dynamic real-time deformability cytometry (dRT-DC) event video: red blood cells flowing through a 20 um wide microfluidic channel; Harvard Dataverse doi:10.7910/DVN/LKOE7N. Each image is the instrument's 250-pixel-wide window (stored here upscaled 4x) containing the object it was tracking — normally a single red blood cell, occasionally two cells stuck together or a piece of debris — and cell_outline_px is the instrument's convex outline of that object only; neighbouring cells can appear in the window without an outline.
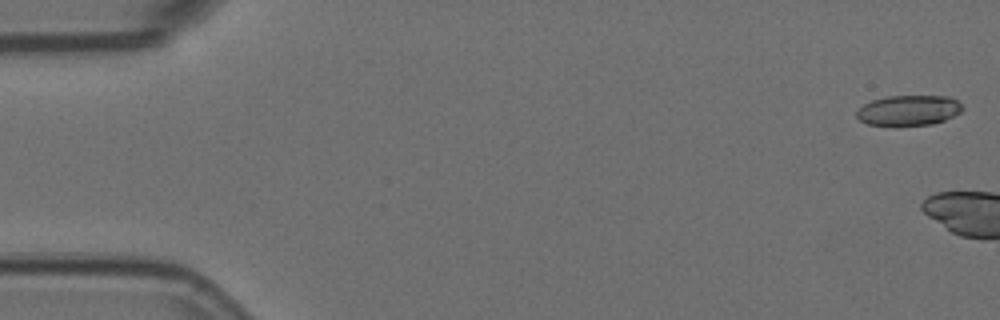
{"species": "Egyptian fruit bat (a non-hibernating species)", "species_latin": "Rousettus aegyptiacus", "temperature_condition": "room temperature", "stored_images_in_passage": 2, "camera_frame_rate_fps": 3000, "um_per_image_px": 0.085, "animal": {"sex": "female"}, "frame": {"image": 1, "passage_image": 1, "time_ms": 0.0, "image_size_px": [1000, 320], "cell_outline_px": [[964, 108], [960, 112], [944, 120], [932, 124], [896, 128], [892, 128], [868, 124], [860, 120], [856, 116], [856, 112], [864, 104], [872, 100], [888, 96], [948, 96], [956, 100]], "centroid_in_image_um": [77.2, 9.42], "position_along_channel_um": 7.8, "area_um2": 19.19}}